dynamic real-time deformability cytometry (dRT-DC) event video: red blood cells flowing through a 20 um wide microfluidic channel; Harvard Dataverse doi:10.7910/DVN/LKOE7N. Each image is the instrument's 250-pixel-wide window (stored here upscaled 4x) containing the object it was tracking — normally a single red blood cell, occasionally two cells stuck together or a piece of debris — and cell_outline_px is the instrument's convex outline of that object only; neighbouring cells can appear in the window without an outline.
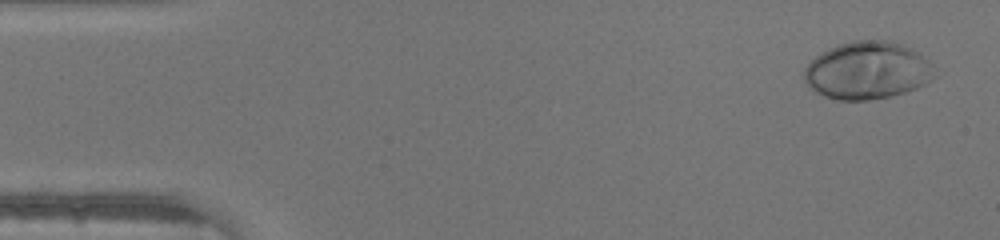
{"species": "human", "species_latin": "Homo sapiens", "temperature_condition": "warm", "stored_images_in_passage": 45, "camera_frame_rate_fps": 3000, "um_per_image_px": 0.085, "donor": {"sex": "male"}, "frame": {"image": 1, "passage_image": 2, "time_ms": 0.333, "image_size_px": [1000, 240], "cell_outline_px": [[936, 76], [932, 80], [916, 88], [892, 96], [868, 100], [836, 100], [812, 92], [808, 88], [804, 80], [804, 68], [816, 56], [828, 48], [852, 40], [888, 40], [912, 48], [920, 52], [932, 64]], "centroid_in_image_um": [73.72, 6.0], "position_along_channel_um": 11.3, "area_um2": 44.22}}
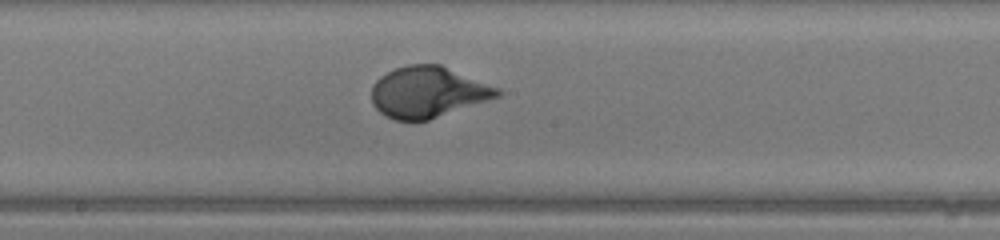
{"frame": {"image": 2, "passage_image": 24, "time_ms": 7.667, "image_size_px": [1000, 240], "cell_outline_px": [[504, 92], [500, 96], [428, 120], [396, 120], [384, 116], [372, 104], [372, 84], [380, 76], [396, 68], [408, 64], [440, 64], [500, 88]], "centroid_in_image_um": [36.37, 7.82], "position_along_channel_um": 211.8, "area_um2": 37.4}}
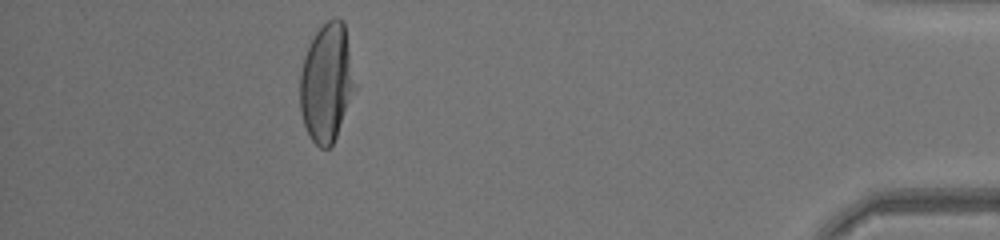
{"frame": {"image": 3, "passage_image": 41, "time_ms": 13.333, "image_size_px": [1000, 240], "cell_outline_px": [[356, 88], [336, 136], [332, 144], [328, 148], [320, 148], [312, 140], [304, 124], [300, 112], [300, 72], [304, 56], [316, 32], [328, 20], [336, 16], [344, 20]], "centroid_in_image_um": [27.76, 7.02], "position_along_channel_um": 407.4, "area_um2": 37.69}}